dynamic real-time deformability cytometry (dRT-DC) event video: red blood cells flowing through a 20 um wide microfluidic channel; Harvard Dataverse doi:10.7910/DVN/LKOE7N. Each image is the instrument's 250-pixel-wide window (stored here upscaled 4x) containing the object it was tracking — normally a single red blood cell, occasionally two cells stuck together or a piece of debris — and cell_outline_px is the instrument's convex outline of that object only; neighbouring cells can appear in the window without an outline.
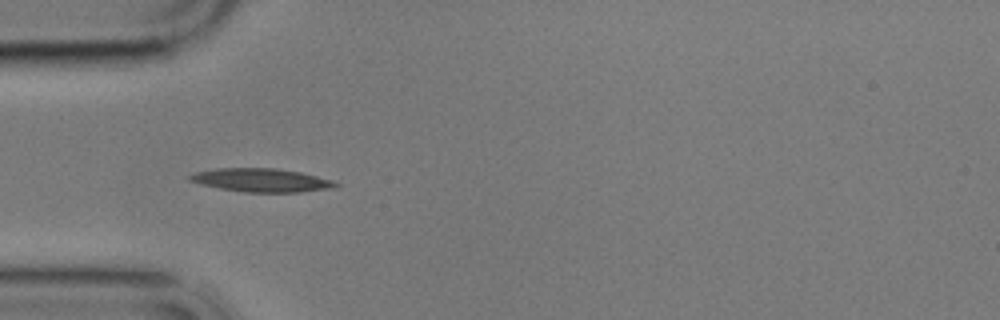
{"species": "common noctule bat (a hibernating species)", "species_latin": "Nyctalus noctula", "temperature_condition": "cold", "stored_images_in_passage": 5, "camera_frame_rate_fps": 3000, "um_per_image_px": 0.085, "animal": {"sex": "male", "body_mass_g": 17.9}, "frame": {"image": 1, "passage_image": 4, "time_ms": 4.667, "image_size_px": [1000, 320], "cell_outline_px": [[340, 184], [332, 188], [300, 192], [244, 192], [220, 188], [200, 184], [188, 180], [188, 176], [196, 172], [216, 168], [276, 168], [300, 172], [332, 180]], "centroid_in_image_um": [22.2, 15.31], "position_along_channel_um": 62.8, "area_um2": 19.83}}
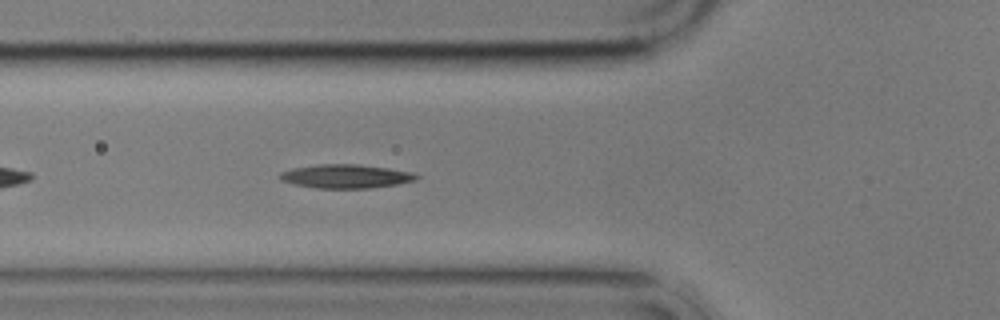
{"frame": {"image": 2, "passage_image": 5, "time_ms": 5.667, "image_size_px": [1000, 320], "cell_outline_px": [[420, 176], [416, 180], [396, 184], [368, 188], [316, 188], [296, 184], [280, 180], [276, 176], [280, 172], [292, 168], [316, 164], [360, 164], [416, 172]], "centroid_in_image_um": [29.39, 14.97], "position_along_channel_um": 96.4, "area_um2": 19.07}}